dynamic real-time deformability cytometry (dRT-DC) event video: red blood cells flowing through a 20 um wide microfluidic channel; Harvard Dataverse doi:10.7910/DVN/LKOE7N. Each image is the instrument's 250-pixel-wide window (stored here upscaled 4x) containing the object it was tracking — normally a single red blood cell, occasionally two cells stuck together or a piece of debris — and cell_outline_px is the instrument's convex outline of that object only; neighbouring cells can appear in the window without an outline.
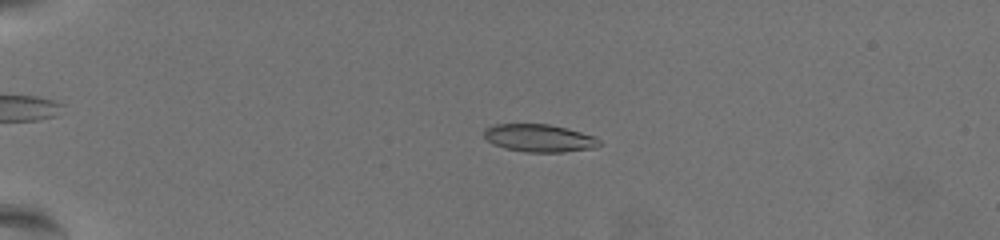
{"species": "common noctule bat (a hibernating species)", "species_latin": "Nyctalus noctula", "temperature_condition": "warm", "stored_images_in_passage": 62, "camera_frame_rate_fps": 3000, "um_per_image_px": 0.085, "animal": {"sex": "female", "body_mass_g": 19.5, "forearm_length_mm": 54.1}, "frame": {"image": 1, "passage_image": 17, "time_ms": 5.333, "image_size_px": [1000, 240], "cell_outline_px": [[600, 144], [596, 148], [564, 152], [524, 152], [504, 148], [492, 144], [484, 136], [484, 128], [492, 124], [548, 124], [596, 136], [600, 140]], "centroid_in_image_um": [45.82, 11.74], "position_along_channel_um": 39.2, "area_um2": 18.73}}
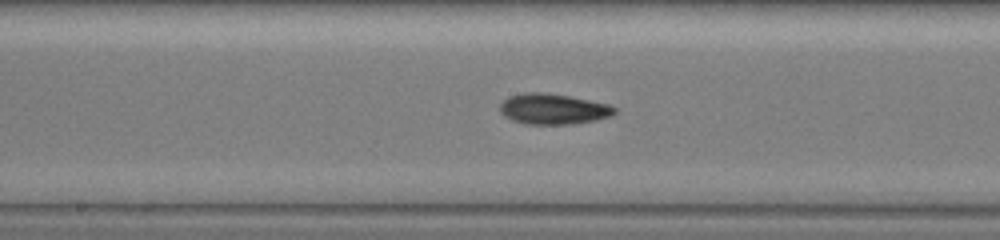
{"frame": {"image": 2, "passage_image": 36, "time_ms": 11.667, "image_size_px": [1000, 240], "cell_outline_px": [[616, 112], [612, 116], [596, 120], [572, 124], [524, 124], [512, 120], [504, 116], [500, 112], [500, 104], [508, 96], [528, 92], [540, 92], [568, 96], [608, 104], [616, 108]], "centroid_in_image_um": [47.01, 9.27], "position_along_channel_um": 201.2, "area_um2": 20.4}}
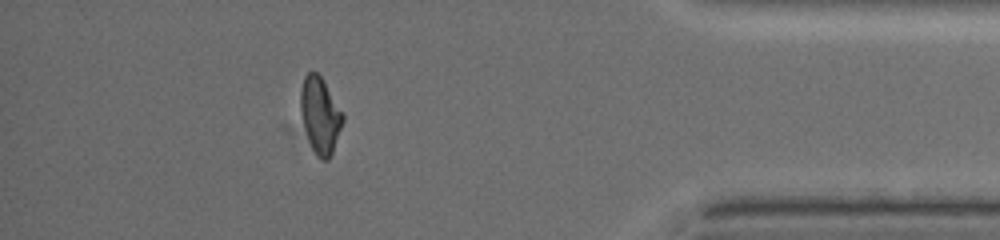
{"frame": {"image": 3, "passage_image": 56, "time_ms": 18.333, "image_size_px": [1000, 240], "cell_outline_px": [[344, 120], [332, 152], [328, 160], [324, 160], [316, 156], [308, 140], [300, 112], [300, 92], [304, 76], [308, 72], [316, 72], [320, 76], [344, 116]], "centroid_in_image_um": [27.19, 9.81], "position_along_channel_um": 408.0, "area_um2": 18.38}, "authors_computed_cell_mechanics": {"area_um2": 19.1896, "velocity_mm_per_s": 3.5967, "shape_relaxation_time_tau1_ms": 5.2494, "shape_relaxation_time_tau2_ms": 4.3675, "deformation_change_tau1": 0.1781, "deformation_change_tau2": 0.1105}}